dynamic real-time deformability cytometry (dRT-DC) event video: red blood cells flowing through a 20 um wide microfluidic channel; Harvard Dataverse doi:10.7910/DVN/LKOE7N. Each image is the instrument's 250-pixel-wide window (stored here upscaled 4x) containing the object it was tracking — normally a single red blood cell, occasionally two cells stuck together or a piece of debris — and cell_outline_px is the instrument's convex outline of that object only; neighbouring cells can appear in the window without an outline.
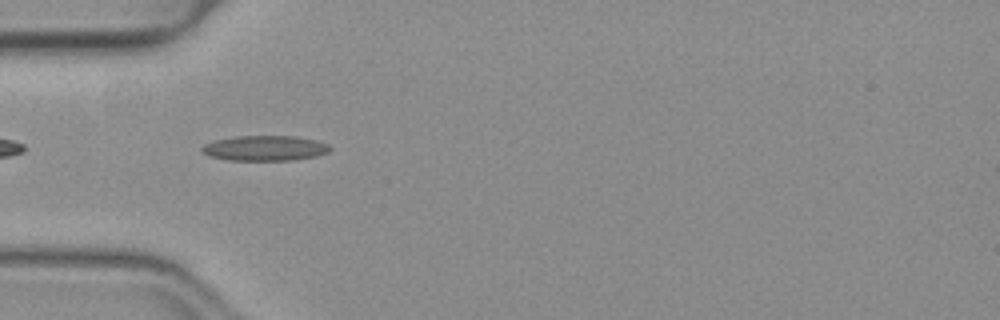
{"species": "common noctule bat (a hibernating species)", "species_latin": "Nyctalus noctula", "temperature_condition": "warm", "stored_images_in_passage": 38, "camera_frame_rate_fps": 3000, "um_per_image_px": 0.085, "animal": {"sex": "female", "body_mass_g": 19.3, "forearm_length_mm": 54.1}, "frame": {"image": 1, "passage_image": 3, "time_ms": 0.667, "image_size_px": [1000, 320], "cell_outline_px": [[332, 148], [328, 152], [316, 156], [292, 160], [228, 160], [208, 156], [200, 152], [200, 148], [204, 144], [216, 140], [232, 136], [296, 136], [316, 140], [328, 144]], "centroid_in_image_um": [22.48, 12.59], "position_along_channel_um": 62.5, "area_um2": 18.96}}
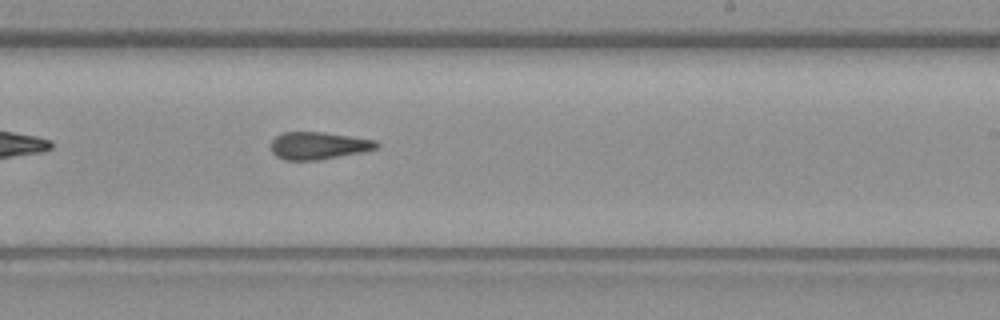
{"frame": {"image": 2, "passage_image": 18, "time_ms": 5.667, "image_size_px": [1000, 320], "cell_outline_px": [[380, 144], [376, 148], [360, 152], [316, 160], [284, 160], [276, 156], [272, 152], [272, 140], [276, 136], [284, 132], [320, 132], [376, 140]], "centroid_in_image_um": [27.03, 12.38], "position_along_channel_um": 262.0, "area_um2": 16.53}}
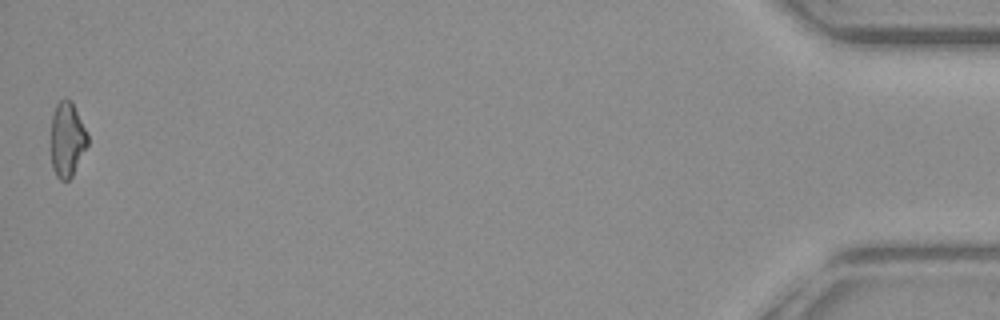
{"frame": {"image": 3, "passage_image": 38, "time_ms": 12.333, "image_size_px": [1000, 320], "cell_outline_px": [[88, 144], [72, 176], [68, 180], [60, 180], [56, 176], [52, 168], [52, 116], [56, 104], [64, 96], [72, 104], [88, 136]], "centroid_in_image_um": [5.69, 11.88], "position_along_channel_um": 429.5, "area_um2": 15.55}, "authors_computed_cell_mechanics": {"area_um2": 17.34, "velocity_mm_per_s": 4.016, "shape_relaxation_time_tau1_ms": null, "shape_relaxation_time_tau2_ms": 3.3388, "deformation_change_tau1": null, "deformation_change_tau2": 0.1441}}